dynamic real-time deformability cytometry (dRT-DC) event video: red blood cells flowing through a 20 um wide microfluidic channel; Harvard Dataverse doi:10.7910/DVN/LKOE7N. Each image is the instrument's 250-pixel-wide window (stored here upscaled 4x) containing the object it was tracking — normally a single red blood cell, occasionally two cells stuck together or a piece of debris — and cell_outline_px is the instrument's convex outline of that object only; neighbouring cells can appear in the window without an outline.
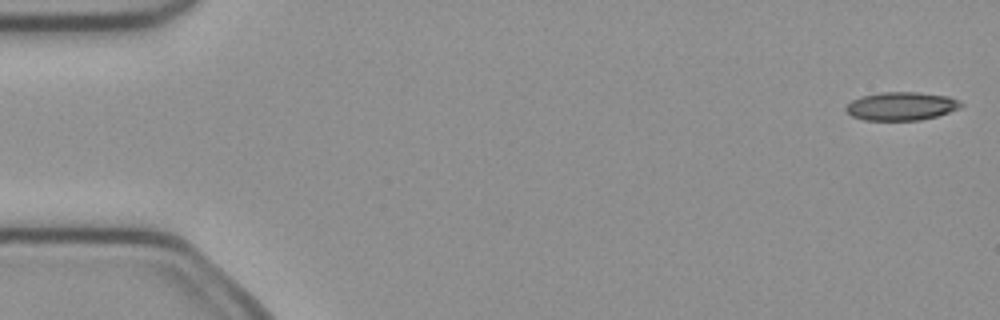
{"species": "common noctule bat (a hibernating species)", "species_latin": "Nyctalus noctula", "temperature_condition": "cold", "stored_images_in_passage": 5, "camera_frame_rate_fps": 3000, "um_per_image_px": 0.085, "animal": {"sex": "female", "body_mass_g": 21.9}, "frame": {"image": 1, "passage_image": 1, "time_ms": 0.0, "image_size_px": [1000, 320], "cell_outline_px": [[964, 104], [960, 108], [936, 116], [920, 120], [864, 120], [852, 116], [844, 108], [852, 100], [860, 96], [884, 92], [916, 92], [948, 96], [960, 100]], "centroid_in_image_um": [76.62, 9.02], "position_along_channel_um": 8.4, "area_um2": 18.96}}